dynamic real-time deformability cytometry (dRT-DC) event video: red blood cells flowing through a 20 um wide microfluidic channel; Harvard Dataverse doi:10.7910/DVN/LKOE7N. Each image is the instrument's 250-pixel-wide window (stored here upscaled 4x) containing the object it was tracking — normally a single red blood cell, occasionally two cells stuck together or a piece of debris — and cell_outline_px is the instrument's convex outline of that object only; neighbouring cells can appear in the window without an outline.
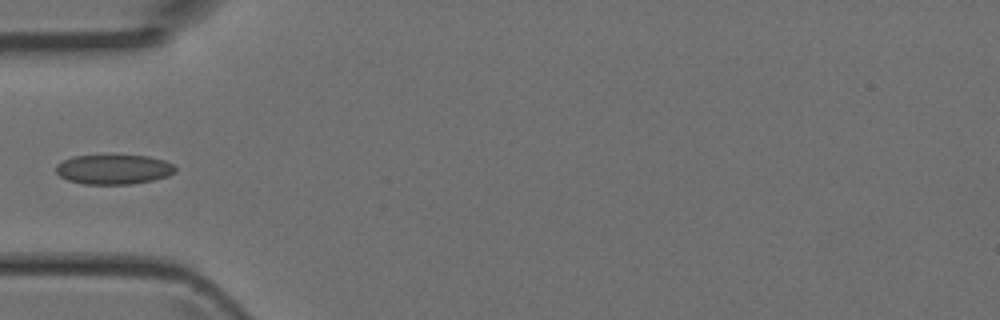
{"species": "Egyptian fruit bat (a non-hibernating species)", "species_latin": "Rousettus aegyptiacus", "temperature_condition": "room temperature", "stored_images_in_passage": 4, "camera_frame_rate_fps": 3000, "um_per_image_px": 0.085, "animal": {"sex": "female"}, "frame": {"image": 1, "passage_image": 4, "time_ms": 1.0, "image_size_px": [1000, 320], "cell_outline_px": [[176, 172], [168, 176], [152, 180], [132, 184], [84, 184], [68, 180], [60, 176], [56, 172], [56, 164], [72, 156], [148, 156], [164, 160], [172, 164], [176, 168]], "centroid_in_image_um": [9.67, 14.4], "position_along_channel_um": 75.3, "area_um2": 20.52}}